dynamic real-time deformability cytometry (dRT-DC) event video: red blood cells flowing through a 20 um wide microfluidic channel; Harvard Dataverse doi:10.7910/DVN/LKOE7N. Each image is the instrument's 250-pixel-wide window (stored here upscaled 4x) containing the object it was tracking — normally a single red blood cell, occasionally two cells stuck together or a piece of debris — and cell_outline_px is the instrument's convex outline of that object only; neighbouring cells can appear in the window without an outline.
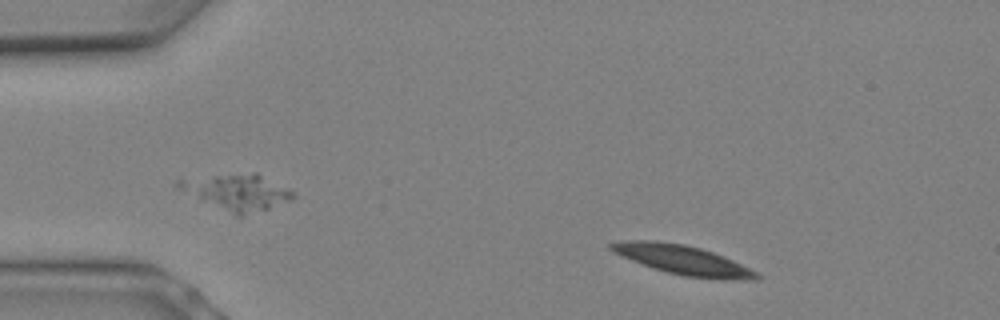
{"species": "Egyptian fruit bat (a non-hibernating species)", "species_latin": "Rousettus aegyptiacus", "temperature_condition": "warm", "stored_images_in_passage": 4, "camera_frame_rate_fps": 3000, "um_per_image_px": 0.085, "animal": {"sex": "female"}, "frame": {"image": 1, "passage_image": 1, "time_ms": 0.0, "image_size_px": [1000, 320], "cell_outline_px": [[764, 276], [756, 280], [752, 280], [684, 276], [652, 268], [612, 252], [608, 248], [608, 244], [624, 240], [652, 240], [684, 244], [700, 248], [724, 256], [760, 272]], "centroid_in_image_um": [58.06, 22.08], "position_along_channel_um": 26.9, "area_um2": 24.8}}